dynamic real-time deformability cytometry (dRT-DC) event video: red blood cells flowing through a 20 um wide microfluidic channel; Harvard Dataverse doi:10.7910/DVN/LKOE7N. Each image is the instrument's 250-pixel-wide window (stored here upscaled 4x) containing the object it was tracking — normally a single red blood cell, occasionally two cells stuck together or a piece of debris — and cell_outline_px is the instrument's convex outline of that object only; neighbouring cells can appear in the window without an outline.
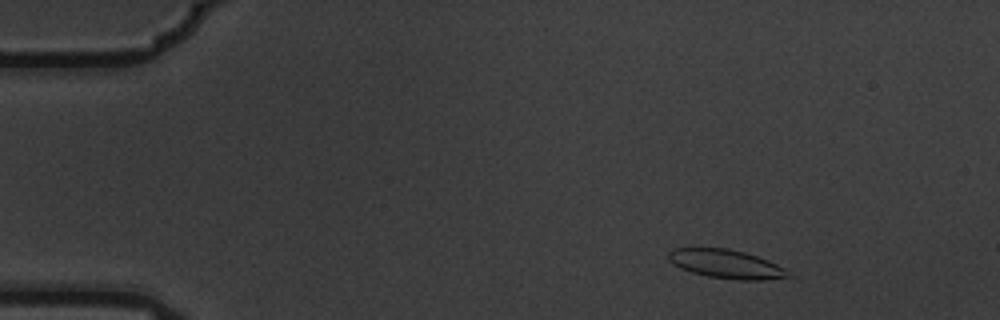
{"species": "common noctule bat (a hibernating species)", "species_latin": "Nyctalus noctula", "temperature_condition": "warm", "stored_images_in_passage": 5, "camera_frame_rate_fps": 3000, "um_per_image_px": 0.085, "animal": {"sex": "male", "body_mass_g": 19.5, "forearm_length_mm": 54.6}, "frame": {"image": 1, "passage_image": 1, "time_ms": 0.0, "image_size_px": [1000, 320], "cell_outline_px": [[788, 276], [764, 280], [740, 280], [708, 276], [692, 272], [680, 268], [668, 260], [668, 252], [672, 248], [728, 248], [744, 252], [768, 260], [784, 268]], "centroid_in_image_um": [61.65, 22.42], "position_along_channel_um": 23.3, "area_um2": 19.77}}
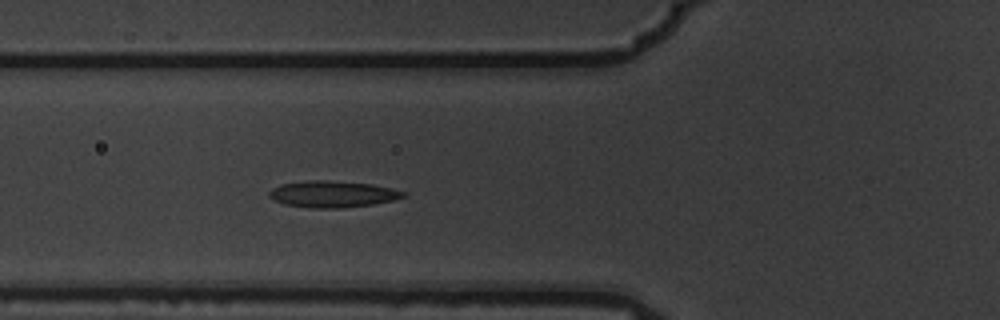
{"frame": {"image": 2, "passage_image": 5, "time_ms": 1.333, "image_size_px": [1000, 320], "cell_outline_px": [[408, 196], [392, 200], [372, 204], [344, 208], [312, 208], [284, 204], [272, 200], [268, 196], [268, 192], [272, 188], [280, 184], [304, 180], [328, 180], [372, 184], [392, 188], [408, 192]], "centroid_in_image_um": [28.26, 16.49], "position_along_channel_um": 97.5, "area_um2": 21.04}}